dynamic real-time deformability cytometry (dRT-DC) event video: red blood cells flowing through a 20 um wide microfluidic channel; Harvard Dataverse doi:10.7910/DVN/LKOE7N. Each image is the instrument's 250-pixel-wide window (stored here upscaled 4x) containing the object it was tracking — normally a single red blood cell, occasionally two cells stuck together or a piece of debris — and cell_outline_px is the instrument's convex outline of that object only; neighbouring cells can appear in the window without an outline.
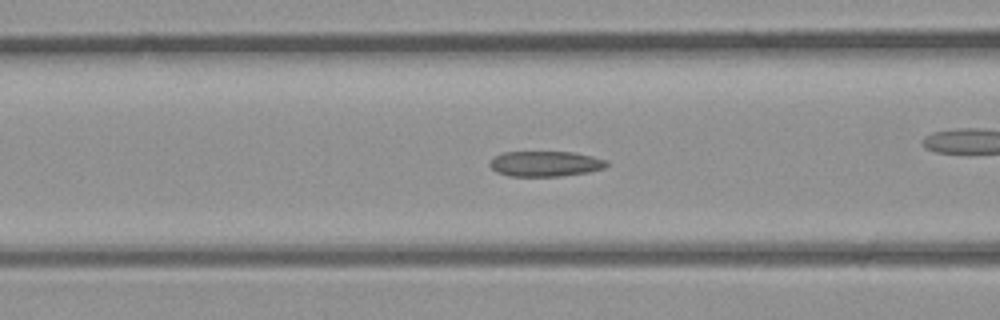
{"species": "common noctule bat (a hibernating species)", "species_latin": "Nyctalus noctula", "temperature_condition": "room temperature", "stored_images_in_passage": 29, "camera_frame_rate_fps": 3000, "um_per_image_px": 0.085, "animal": {"sex": "male", "body_mass_g": 23.1, "forearm_length_mm": 52.7}, "frame": {"image": 1, "passage_image": 9, "time_ms": 2.667, "image_size_px": [1000, 320], "cell_outline_px": [[608, 164], [604, 168], [588, 172], [560, 176], [508, 176], [496, 172], [488, 164], [492, 156], [504, 152], [572, 152], [592, 156], [608, 160]], "centroid_in_image_um": [46.32, 13.92], "position_along_channel_um": 120.3, "area_um2": 17.4}}